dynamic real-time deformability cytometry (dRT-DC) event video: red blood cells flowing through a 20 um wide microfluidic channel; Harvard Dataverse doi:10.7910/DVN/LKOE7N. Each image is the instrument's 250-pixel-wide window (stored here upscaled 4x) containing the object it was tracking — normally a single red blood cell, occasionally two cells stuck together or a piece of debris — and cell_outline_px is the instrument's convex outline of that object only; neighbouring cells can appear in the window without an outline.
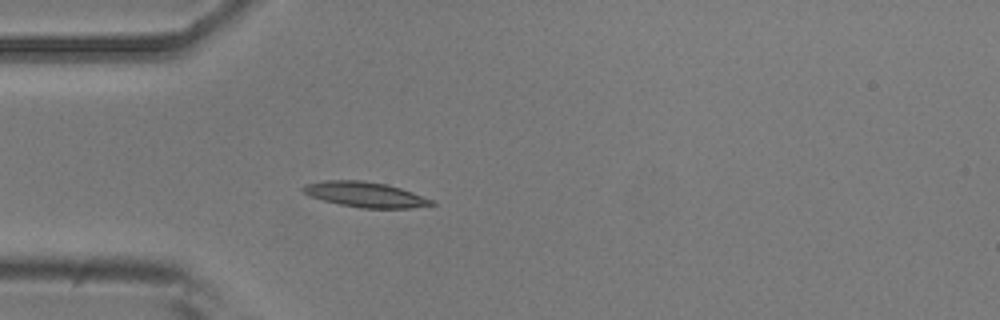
{"species": "common noctule bat (a hibernating species)", "species_latin": "Nyctalus noctula", "temperature_condition": "room temperature", "stored_images_in_passage": 2, "camera_frame_rate_fps": 3000, "um_per_image_px": 0.085, "animal": {"sex": "male", "body_mass_g": 20.5, "forearm_length_mm": 52.5}, "frame": {"image": 1, "passage_image": 2, "time_ms": 1.333, "image_size_px": [1000, 320], "cell_outline_px": [[436, 204], [412, 208], [360, 208], [340, 204], [308, 196], [300, 188], [304, 184], [324, 180], [364, 180], [388, 184], [436, 200]], "centroid_in_image_um": [31.06, 16.53], "position_along_channel_um": 53.9, "area_um2": 19.13}}